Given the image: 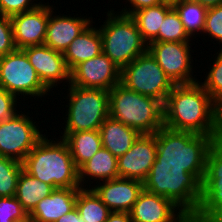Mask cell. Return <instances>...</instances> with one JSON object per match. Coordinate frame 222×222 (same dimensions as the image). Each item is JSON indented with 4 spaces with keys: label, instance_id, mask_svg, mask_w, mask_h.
Segmentation results:
<instances>
[{
    "label": "cell",
    "instance_id": "36",
    "mask_svg": "<svg viewBox=\"0 0 222 222\" xmlns=\"http://www.w3.org/2000/svg\"><path fill=\"white\" fill-rule=\"evenodd\" d=\"M18 97L0 87V122L12 118L19 112L16 109Z\"/></svg>",
    "mask_w": 222,
    "mask_h": 222
},
{
    "label": "cell",
    "instance_id": "26",
    "mask_svg": "<svg viewBox=\"0 0 222 222\" xmlns=\"http://www.w3.org/2000/svg\"><path fill=\"white\" fill-rule=\"evenodd\" d=\"M173 7L171 4L161 3L153 7H147L134 12V19L142 38L149 44L159 32V28L166 13Z\"/></svg>",
    "mask_w": 222,
    "mask_h": 222
},
{
    "label": "cell",
    "instance_id": "14",
    "mask_svg": "<svg viewBox=\"0 0 222 222\" xmlns=\"http://www.w3.org/2000/svg\"><path fill=\"white\" fill-rule=\"evenodd\" d=\"M155 134H141L132 147L118 158V176L144 181L156 160Z\"/></svg>",
    "mask_w": 222,
    "mask_h": 222
},
{
    "label": "cell",
    "instance_id": "16",
    "mask_svg": "<svg viewBox=\"0 0 222 222\" xmlns=\"http://www.w3.org/2000/svg\"><path fill=\"white\" fill-rule=\"evenodd\" d=\"M32 64L42 83L51 91L60 81L69 82L68 69L64 54L53 50L45 44L29 46L22 49Z\"/></svg>",
    "mask_w": 222,
    "mask_h": 222
},
{
    "label": "cell",
    "instance_id": "38",
    "mask_svg": "<svg viewBox=\"0 0 222 222\" xmlns=\"http://www.w3.org/2000/svg\"><path fill=\"white\" fill-rule=\"evenodd\" d=\"M105 222H133L129 212H111Z\"/></svg>",
    "mask_w": 222,
    "mask_h": 222
},
{
    "label": "cell",
    "instance_id": "35",
    "mask_svg": "<svg viewBox=\"0 0 222 222\" xmlns=\"http://www.w3.org/2000/svg\"><path fill=\"white\" fill-rule=\"evenodd\" d=\"M37 0H0V14L4 16H13L18 13H23L36 9L41 3H36Z\"/></svg>",
    "mask_w": 222,
    "mask_h": 222
},
{
    "label": "cell",
    "instance_id": "39",
    "mask_svg": "<svg viewBox=\"0 0 222 222\" xmlns=\"http://www.w3.org/2000/svg\"><path fill=\"white\" fill-rule=\"evenodd\" d=\"M55 222H85V221L79 215V212H78V210L75 207L69 213H66L65 215H62Z\"/></svg>",
    "mask_w": 222,
    "mask_h": 222
},
{
    "label": "cell",
    "instance_id": "13",
    "mask_svg": "<svg viewBox=\"0 0 222 222\" xmlns=\"http://www.w3.org/2000/svg\"><path fill=\"white\" fill-rule=\"evenodd\" d=\"M121 69L101 52L79 63L70 72V85L110 91L120 83Z\"/></svg>",
    "mask_w": 222,
    "mask_h": 222
},
{
    "label": "cell",
    "instance_id": "29",
    "mask_svg": "<svg viewBox=\"0 0 222 222\" xmlns=\"http://www.w3.org/2000/svg\"><path fill=\"white\" fill-rule=\"evenodd\" d=\"M191 37L185 31L178 12L172 7L159 28L158 35L152 41L190 42Z\"/></svg>",
    "mask_w": 222,
    "mask_h": 222
},
{
    "label": "cell",
    "instance_id": "5",
    "mask_svg": "<svg viewBox=\"0 0 222 222\" xmlns=\"http://www.w3.org/2000/svg\"><path fill=\"white\" fill-rule=\"evenodd\" d=\"M109 93V116L140 134H155L164 126L163 103L141 95L123 84H116Z\"/></svg>",
    "mask_w": 222,
    "mask_h": 222
},
{
    "label": "cell",
    "instance_id": "37",
    "mask_svg": "<svg viewBox=\"0 0 222 222\" xmlns=\"http://www.w3.org/2000/svg\"><path fill=\"white\" fill-rule=\"evenodd\" d=\"M127 1L130 2L129 4H131V9L130 8L127 9L125 6V8L122 9V11H120L119 13L129 16H131L134 12L140 9L153 7L163 3L161 0H127Z\"/></svg>",
    "mask_w": 222,
    "mask_h": 222
},
{
    "label": "cell",
    "instance_id": "21",
    "mask_svg": "<svg viewBox=\"0 0 222 222\" xmlns=\"http://www.w3.org/2000/svg\"><path fill=\"white\" fill-rule=\"evenodd\" d=\"M102 147L117 159L124 155L141 135L137 130L108 116L99 129Z\"/></svg>",
    "mask_w": 222,
    "mask_h": 222
},
{
    "label": "cell",
    "instance_id": "3",
    "mask_svg": "<svg viewBox=\"0 0 222 222\" xmlns=\"http://www.w3.org/2000/svg\"><path fill=\"white\" fill-rule=\"evenodd\" d=\"M46 138V135L25 157L23 170L30 176L57 188H81L78 168L67 143Z\"/></svg>",
    "mask_w": 222,
    "mask_h": 222
},
{
    "label": "cell",
    "instance_id": "20",
    "mask_svg": "<svg viewBox=\"0 0 222 222\" xmlns=\"http://www.w3.org/2000/svg\"><path fill=\"white\" fill-rule=\"evenodd\" d=\"M79 188H57L29 214L32 222H55L75 208Z\"/></svg>",
    "mask_w": 222,
    "mask_h": 222
},
{
    "label": "cell",
    "instance_id": "33",
    "mask_svg": "<svg viewBox=\"0 0 222 222\" xmlns=\"http://www.w3.org/2000/svg\"><path fill=\"white\" fill-rule=\"evenodd\" d=\"M202 33L211 36L216 42L219 41L218 43L222 44V4L207 8L205 27Z\"/></svg>",
    "mask_w": 222,
    "mask_h": 222
},
{
    "label": "cell",
    "instance_id": "10",
    "mask_svg": "<svg viewBox=\"0 0 222 222\" xmlns=\"http://www.w3.org/2000/svg\"><path fill=\"white\" fill-rule=\"evenodd\" d=\"M192 222H222V139L208 151L199 208Z\"/></svg>",
    "mask_w": 222,
    "mask_h": 222
},
{
    "label": "cell",
    "instance_id": "32",
    "mask_svg": "<svg viewBox=\"0 0 222 222\" xmlns=\"http://www.w3.org/2000/svg\"><path fill=\"white\" fill-rule=\"evenodd\" d=\"M29 218L15 196L0 197V222H21Z\"/></svg>",
    "mask_w": 222,
    "mask_h": 222
},
{
    "label": "cell",
    "instance_id": "27",
    "mask_svg": "<svg viewBox=\"0 0 222 222\" xmlns=\"http://www.w3.org/2000/svg\"><path fill=\"white\" fill-rule=\"evenodd\" d=\"M90 187L79 188L75 207L85 222H105L111 211Z\"/></svg>",
    "mask_w": 222,
    "mask_h": 222
},
{
    "label": "cell",
    "instance_id": "1",
    "mask_svg": "<svg viewBox=\"0 0 222 222\" xmlns=\"http://www.w3.org/2000/svg\"><path fill=\"white\" fill-rule=\"evenodd\" d=\"M197 81L174 85L163 104L164 126L222 139V108Z\"/></svg>",
    "mask_w": 222,
    "mask_h": 222
},
{
    "label": "cell",
    "instance_id": "8",
    "mask_svg": "<svg viewBox=\"0 0 222 222\" xmlns=\"http://www.w3.org/2000/svg\"><path fill=\"white\" fill-rule=\"evenodd\" d=\"M120 83L141 95L156 98L163 104L174 87L149 51L121 69Z\"/></svg>",
    "mask_w": 222,
    "mask_h": 222
},
{
    "label": "cell",
    "instance_id": "41",
    "mask_svg": "<svg viewBox=\"0 0 222 222\" xmlns=\"http://www.w3.org/2000/svg\"><path fill=\"white\" fill-rule=\"evenodd\" d=\"M163 3L171 4L174 5L177 3L179 0H161Z\"/></svg>",
    "mask_w": 222,
    "mask_h": 222
},
{
    "label": "cell",
    "instance_id": "7",
    "mask_svg": "<svg viewBox=\"0 0 222 222\" xmlns=\"http://www.w3.org/2000/svg\"><path fill=\"white\" fill-rule=\"evenodd\" d=\"M69 104L63 133L99 130L109 116V93L107 90L82 88L68 85Z\"/></svg>",
    "mask_w": 222,
    "mask_h": 222
},
{
    "label": "cell",
    "instance_id": "24",
    "mask_svg": "<svg viewBox=\"0 0 222 222\" xmlns=\"http://www.w3.org/2000/svg\"><path fill=\"white\" fill-rule=\"evenodd\" d=\"M60 137L67 143L77 168L91 159L102 148L99 130L62 133Z\"/></svg>",
    "mask_w": 222,
    "mask_h": 222
},
{
    "label": "cell",
    "instance_id": "17",
    "mask_svg": "<svg viewBox=\"0 0 222 222\" xmlns=\"http://www.w3.org/2000/svg\"><path fill=\"white\" fill-rule=\"evenodd\" d=\"M129 213L133 222H188L190 220L171 200L144 189Z\"/></svg>",
    "mask_w": 222,
    "mask_h": 222
},
{
    "label": "cell",
    "instance_id": "18",
    "mask_svg": "<svg viewBox=\"0 0 222 222\" xmlns=\"http://www.w3.org/2000/svg\"><path fill=\"white\" fill-rule=\"evenodd\" d=\"M91 187L111 212H130L140 193L143 182L128 178H115Z\"/></svg>",
    "mask_w": 222,
    "mask_h": 222
},
{
    "label": "cell",
    "instance_id": "23",
    "mask_svg": "<svg viewBox=\"0 0 222 222\" xmlns=\"http://www.w3.org/2000/svg\"><path fill=\"white\" fill-rule=\"evenodd\" d=\"M106 181L118 178V159L102 147L91 159L78 168L80 186L84 188L88 180ZM88 178V180H86Z\"/></svg>",
    "mask_w": 222,
    "mask_h": 222
},
{
    "label": "cell",
    "instance_id": "11",
    "mask_svg": "<svg viewBox=\"0 0 222 222\" xmlns=\"http://www.w3.org/2000/svg\"><path fill=\"white\" fill-rule=\"evenodd\" d=\"M21 112L0 122V156L23 162L28 153L45 136L36 122ZM38 127V128H37Z\"/></svg>",
    "mask_w": 222,
    "mask_h": 222
},
{
    "label": "cell",
    "instance_id": "6",
    "mask_svg": "<svg viewBox=\"0 0 222 222\" xmlns=\"http://www.w3.org/2000/svg\"><path fill=\"white\" fill-rule=\"evenodd\" d=\"M110 10L104 24L99 28L102 38V52L120 69L136 57L148 51V44L142 38L134 19Z\"/></svg>",
    "mask_w": 222,
    "mask_h": 222
},
{
    "label": "cell",
    "instance_id": "22",
    "mask_svg": "<svg viewBox=\"0 0 222 222\" xmlns=\"http://www.w3.org/2000/svg\"><path fill=\"white\" fill-rule=\"evenodd\" d=\"M90 23L64 52L66 65L70 72L79 64L102 52V38L99 27Z\"/></svg>",
    "mask_w": 222,
    "mask_h": 222
},
{
    "label": "cell",
    "instance_id": "9",
    "mask_svg": "<svg viewBox=\"0 0 222 222\" xmlns=\"http://www.w3.org/2000/svg\"><path fill=\"white\" fill-rule=\"evenodd\" d=\"M0 87L16 97L30 95L41 99L50 95L22 49L0 58Z\"/></svg>",
    "mask_w": 222,
    "mask_h": 222
},
{
    "label": "cell",
    "instance_id": "15",
    "mask_svg": "<svg viewBox=\"0 0 222 222\" xmlns=\"http://www.w3.org/2000/svg\"><path fill=\"white\" fill-rule=\"evenodd\" d=\"M49 15L50 5L45 3L31 11L18 13L10 17L14 43L17 49L45 43Z\"/></svg>",
    "mask_w": 222,
    "mask_h": 222
},
{
    "label": "cell",
    "instance_id": "12",
    "mask_svg": "<svg viewBox=\"0 0 222 222\" xmlns=\"http://www.w3.org/2000/svg\"><path fill=\"white\" fill-rule=\"evenodd\" d=\"M190 42L151 41L148 51L156 59L166 76L174 85L191 84L198 80L193 77V59Z\"/></svg>",
    "mask_w": 222,
    "mask_h": 222
},
{
    "label": "cell",
    "instance_id": "2",
    "mask_svg": "<svg viewBox=\"0 0 222 222\" xmlns=\"http://www.w3.org/2000/svg\"><path fill=\"white\" fill-rule=\"evenodd\" d=\"M217 141L211 135L178 131L163 126L156 132V161L160 165L184 166L203 182L208 151Z\"/></svg>",
    "mask_w": 222,
    "mask_h": 222
},
{
    "label": "cell",
    "instance_id": "40",
    "mask_svg": "<svg viewBox=\"0 0 222 222\" xmlns=\"http://www.w3.org/2000/svg\"><path fill=\"white\" fill-rule=\"evenodd\" d=\"M189 1L199 3L200 5L206 8H211L222 4V0H189Z\"/></svg>",
    "mask_w": 222,
    "mask_h": 222
},
{
    "label": "cell",
    "instance_id": "34",
    "mask_svg": "<svg viewBox=\"0 0 222 222\" xmlns=\"http://www.w3.org/2000/svg\"><path fill=\"white\" fill-rule=\"evenodd\" d=\"M16 49L11 18L0 14V58Z\"/></svg>",
    "mask_w": 222,
    "mask_h": 222
},
{
    "label": "cell",
    "instance_id": "42",
    "mask_svg": "<svg viewBox=\"0 0 222 222\" xmlns=\"http://www.w3.org/2000/svg\"><path fill=\"white\" fill-rule=\"evenodd\" d=\"M21 222H32V221L28 218L27 220Z\"/></svg>",
    "mask_w": 222,
    "mask_h": 222
},
{
    "label": "cell",
    "instance_id": "4",
    "mask_svg": "<svg viewBox=\"0 0 222 222\" xmlns=\"http://www.w3.org/2000/svg\"><path fill=\"white\" fill-rule=\"evenodd\" d=\"M144 190L171 200L190 219L199 208L202 182L184 166L160 165L156 160L143 181Z\"/></svg>",
    "mask_w": 222,
    "mask_h": 222
},
{
    "label": "cell",
    "instance_id": "19",
    "mask_svg": "<svg viewBox=\"0 0 222 222\" xmlns=\"http://www.w3.org/2000/svg\"><path fill=\"white\" fill-rule=\"evenodd\" d=\"M53 6L50 5V15L46 30L45 45L63 53L70 43L90 24V16L71 17L70 15H53ZM82 17V18H81Z\"/></svg>",
    "mask_w": 222,
    "mask_h": 222
},
{
    "label": "cell",
    "instance_id": "28",
    "mask_svg": "<svg viewBox=\"0 0 222 222\" xmlns=\"http://www.w3.org/2000/svg\"><path fill=\"white\" fill-rule=\"evenodd\" d=\"M173 7L178 12L184 29L191 38L195 34L203 32L207 11L206 7L189 0H179Z\"/></svg>",
    "mask_w": 222,
    "mask_h": 222
},
{
    "label": "cell",
    "instance_id": "30",
    "mask_svg": "<svg viewBox=\"0 0 222 222\" xmlns=\"http://www.w3.org/2000/svg\"><path fill=\"white\" fill-rule=\"evenodd\" d=\"M22 170L21 162L0 156V197L16 195L17 182Z\"/></svg>",
    "mask_w": 222,
    "mask_h": 222
},
{
    "label": "cell",
    "instance_id": "31",
    "mask_svg": "<svg viewBox=\"0 0 222 222\" xmlns=\"http://www.w3.org/2000/svg\"><path fill=\"white\" fill-rule=\"evenodd\" d=\"M206 79L200 84L209 93L211 98L222 108V49L216 53Z\"/></svg>",
    "mask_w": 222,
    "mask_h": 222
},
{
    "label": "cell",
    "instance_id": "25",
    "mask_svg": "<svg viewBox=\"0 0 222 222\" xmlns=\"http://www.w3.org/2000/svg\"><path fill=\"white\" fill-rule=\"evenodd\" d=\"M54 190L52 185L41 182L22 170L18 178L15 197L29 215L38 202L49 196Z\"/></svg>",
    "mask_w": 222,
    "mask_h": 222
}]
</instances>
